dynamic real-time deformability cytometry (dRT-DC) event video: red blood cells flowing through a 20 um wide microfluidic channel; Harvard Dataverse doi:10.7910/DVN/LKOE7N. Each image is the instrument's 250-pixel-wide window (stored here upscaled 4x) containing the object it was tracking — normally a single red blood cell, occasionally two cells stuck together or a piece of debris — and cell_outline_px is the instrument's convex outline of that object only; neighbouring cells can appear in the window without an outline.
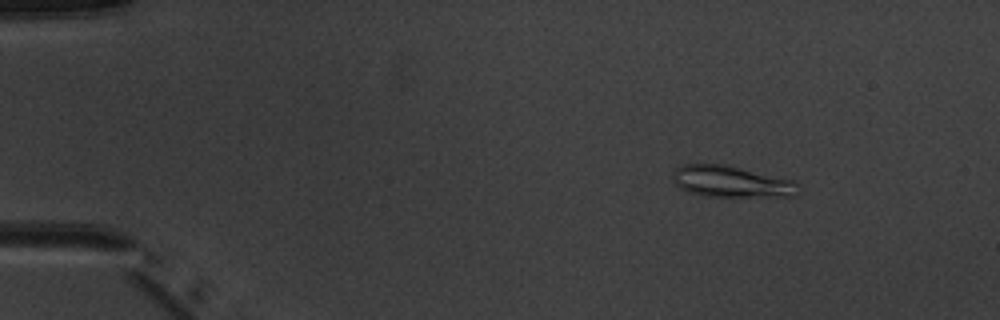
{"species": "common noctule bat (a hibernating species)", "species_latin": "Nyctalus noctula", "temperature_condition": "warm", "stored_images_in_passage": 7, "camera_frame_rate_fps": 3000, "um_per_image_px": 0.085, "animal": {"sex": "male", "body_mass_g": 20.1, "forearm_length_mm": 53.5}, "frame": {"image": 1, "passage_image": 3, "time_ms": 2.0, "image_size_px": [1000, 320], "cell_outline_px": [[800, 184], [792, 196], [704, 196], [688, 192], [680, 188], [672, 180], [672, 176], [676, 168], [680, 164], [728, 164], [796, 180]], "centroid_in_image_um": [62.15, 15.41], "position_along_channel_um": 22.9, "area_um2": 23.24}}
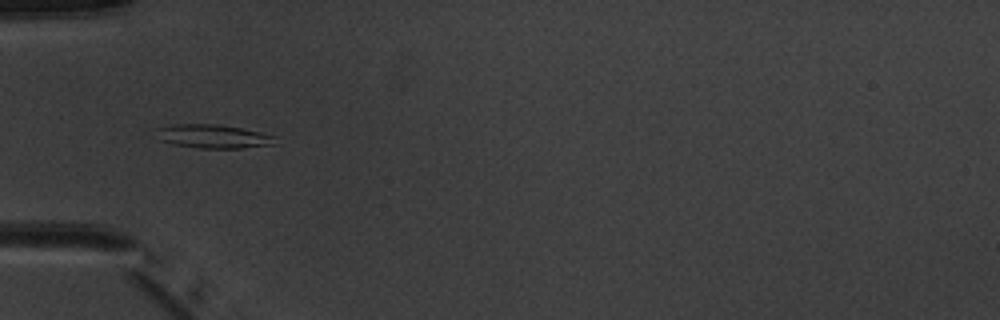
{"frame": {"image": 2, "passage_image": 5, "time_ms": 5.333, "image_size_px": [1000, 320], "cell_outline_px": [[276, 144], [240, 148], [200, 148], [172, 144], [160, 140], [156, 128], [172, 124], [220, 124], [240, 128], [276, 136]], "centroid_in_image_um": [18.12, 11.59], "position_along_channel_um": 66.9, "area_um2": 16.36}}
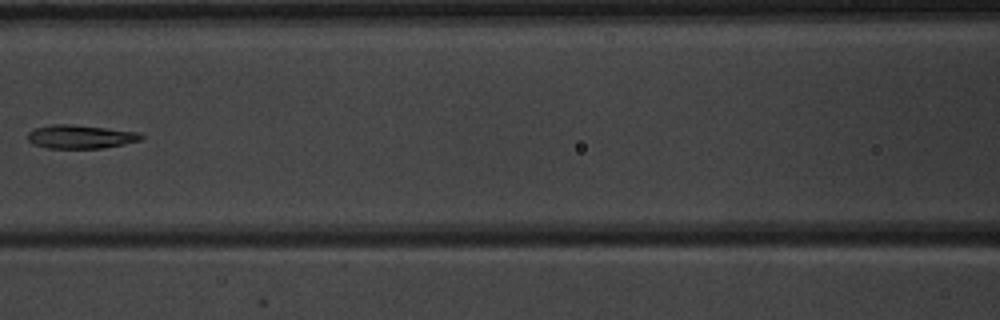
{"frame": {"image": 3, "passage_image": 7, "time_ms": 7.667, "image_size_px": [1000, 320], "cell_outline_px": [[144, 136], [140, 140], [124, 144], [100, 148], [48, 148], [32, 144], [28, 140], [28, 132], [36, 128], [52, 124], [72, 124], [140, 132]], "centroid_in_image_um": [6.84, 11.61], "position_along_channel_um": 159.8, "area_um2": 15.55}}